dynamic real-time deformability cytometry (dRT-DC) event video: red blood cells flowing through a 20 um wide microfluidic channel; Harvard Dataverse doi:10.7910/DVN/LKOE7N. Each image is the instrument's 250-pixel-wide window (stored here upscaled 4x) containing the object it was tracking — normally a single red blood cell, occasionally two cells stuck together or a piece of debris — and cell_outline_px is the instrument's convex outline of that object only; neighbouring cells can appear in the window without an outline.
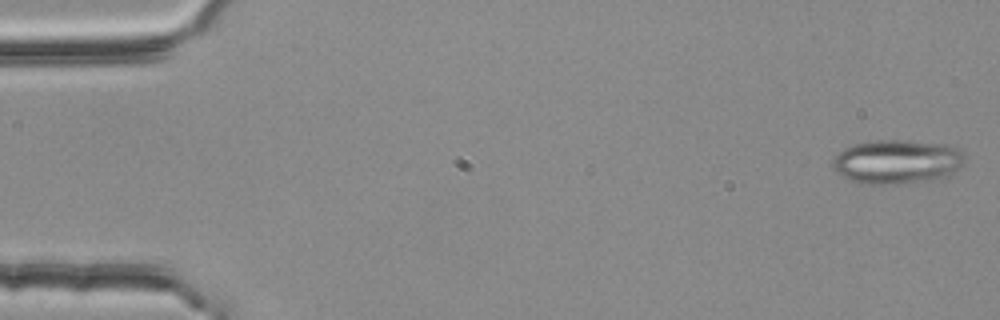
{"species": "common noctule bat (a hibernating species)", "species_latin": "Nyctalus noctula", "temperature_condition": "room temperature", "stored_images_in_passage": 40, "camera_frame_rate_fps": 3000, "um_per_image_px": 0.085, "animal": {"sex": "female", "body_mass_g": 25.1}, "frame": {"image": 1, "passage_image": 1, "time_ms": 0.0, "image_size_px": [1000, 320], "cell_outline_px": [[964, 164], [944, 176], [936, 180], [896, 184], [868, 184], [852, 180], [836, 172], [832, 168], [832, 160], [844, 148], [852, 144], [868, 140], [904, 140], [944, 144], [960, 148], [964, 152]], "centroid_in_image_um": [76.25, 13.73], "position_along_channel_um": 8.8, "area_um2": 34.1}}
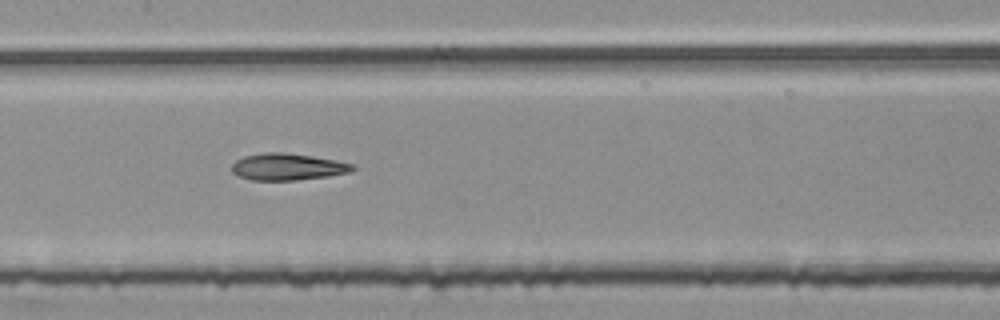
{"frame": {"image": 2, "passage_image": 26, "time_ms": 8.333, "image_size_px": [1000, 320], "cell_outline_px": [[356, 168], [348, 172], [328, 176], [296, 180], [252, 180], [240, 176], [232, 172], [232, 164], [236, 160], [244, 156], [264, 152], [284, 152], [312, 156], [336, 160], [352, 164]], "centroid_in_image_um": [24.42, 14.17], "position_along_channel_um": 183.0, "area_um2": 18.73}}
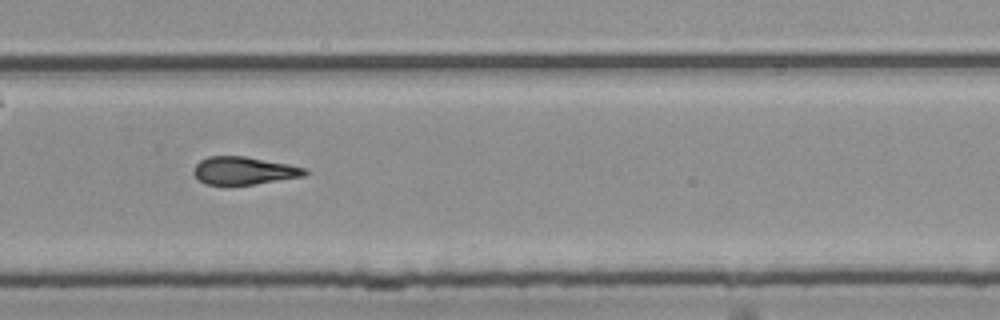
{"frame": {"image": 3, "passage_image": 36, "time_ms": 11.667, "image_size_px": [1000, 320], "cell_outline_px": [[308, 172], [304, 176], [256, 184], [204, 184], [196, 180], [192, 172], [192, 168], [200, 160], [208, 156], [244, 156], [288, 164], [304, 168]], "centroid_in_image_um": [20.66, 14.5], "position_along_channel_um": 309.1, "area_um2": 18.03}}